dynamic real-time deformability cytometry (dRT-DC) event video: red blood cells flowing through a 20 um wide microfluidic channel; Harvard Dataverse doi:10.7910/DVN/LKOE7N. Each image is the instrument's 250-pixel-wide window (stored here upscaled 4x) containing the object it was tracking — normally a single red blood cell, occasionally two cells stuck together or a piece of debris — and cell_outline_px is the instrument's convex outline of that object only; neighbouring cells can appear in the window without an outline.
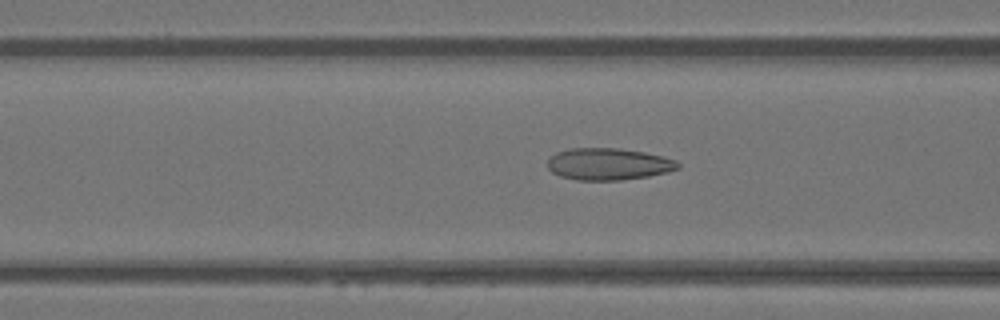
{"species": "Egyptian fruit bat (a non-hibernating species)", "species_latin": "Rousettus aegyptiacus", "temperature_condition": "warm", "stored_images_in_passage": 50, "camera_frame_rate_fps": 3000, "um_per_image_px": 0.085, "animal": {"sex": "female"}, "frame": {"image": 1, "passage_image": 20, "time_ms": 6.333, "image_size_px": [1000, 320], "cell_outline_px": [[680, 168], [668, 172], [648, 176], [620, 180], [576, 180], [560, 176], [552, 172], [544, 164], [548, 156], [556, 152], [568, 148], [620, 148], [644, 152], [664, 156], [676, 160], [680, 164]], "centroid_in_image_um": [51.67, 13.93], "position_along_channel_um": 114.9, "area_um2": 24.68}}
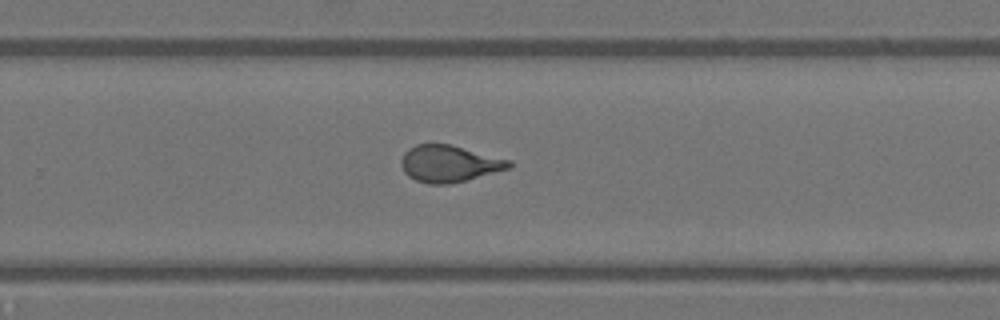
{"frame": {"image": 2, "passage_image": 33, "time_ms": 10.667, "image_size_px": [1000, 320], "cell_outline_px": [[512, 168], [448, 184], [428, 184], [416, 180], [408, 176], [404, 172], [400, 164], [400, 160], [404, 152], [408, 148], [416, 144], [452, 144], [512, 160]], "centroid_in_image_um": [38.18, 13.89], "position_along_channel_um": 291.6, "area_um2": 23.29}}
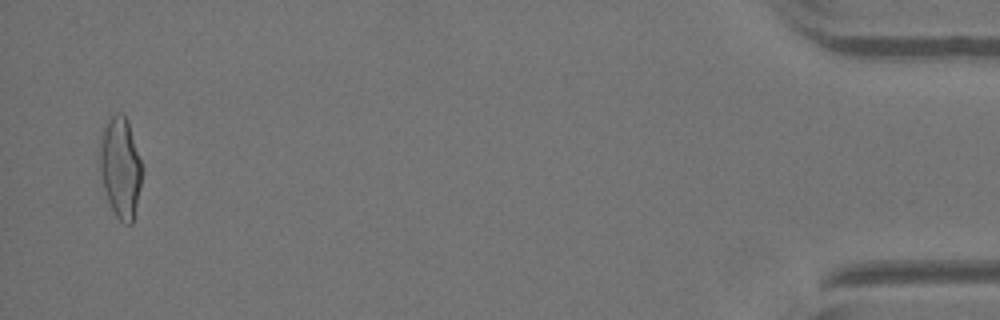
{"frame": {"image": 3, "passage_image": 49, "time_ms": 16.0, "image_size_px": [1000, 320], "cell_outline_px": [[144, 168], [132, 224], [124, 224], [116, 216], [108, 200], [104, 188], [100, 172], [100, 140], [104, 128], [108, 120], [112, 116], [120, 112], [124, 112], [128, 120]], "centroid_in_image_um": [10.26, 14.21], "position_along_channel_um": 424.9, "area_um2": 24.8}, "authors_computed_cell_mechanics": {"area_um2": 23.8714, "velocity_mm_per_s": 4.0917, "shape_relaxation_time_tau1_ms": null, "shape_relaxation_time_tau2_ms": 1.0045, "deformation_change_tau1": null, "deformation_change_tau2": 0.0916}}